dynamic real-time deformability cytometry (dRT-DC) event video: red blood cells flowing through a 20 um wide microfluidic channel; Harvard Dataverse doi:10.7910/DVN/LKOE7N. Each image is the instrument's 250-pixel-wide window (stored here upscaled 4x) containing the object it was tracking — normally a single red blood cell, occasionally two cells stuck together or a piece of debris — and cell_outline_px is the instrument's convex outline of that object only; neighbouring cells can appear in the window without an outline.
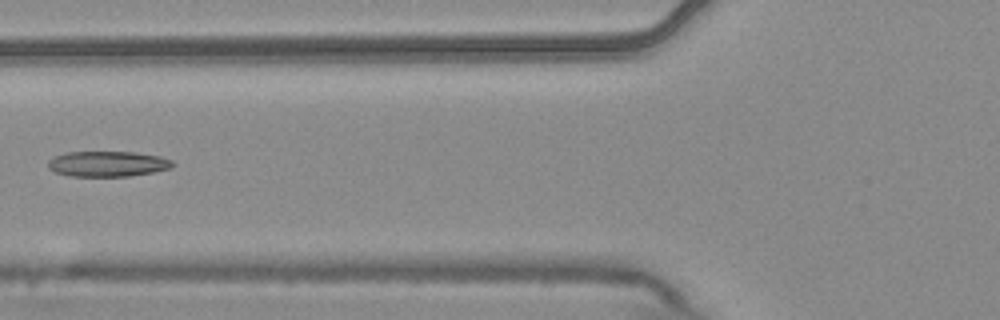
{"species": "common noctule bat (a hibernating species)", "species_latin": "Nyctalus noctula", "temperature_condition": "warm", "stored_images_in_passage": 7, "camera_frame_rate_fps": 3000, "um_per_image_px": 0.085, "animal": {"sex": "male", "body_mass_g": 20.4}, "frame": {"image": 1, "passage_image": 7, "time_ms": 2.0, "image_size_px": [1000, 320], "cell_outline_px": [[176, 164], [168, 168], [152, 172], [128, 176], [72, 176], [52, 172], [48, 168], [48, 160], [52, 156], [68, 152], [132, 152], [160, 156], [172, 160]], "centroid_in_image_um": [9.1, 13.92], "position_along_channel_um": 116.7, "area_um2": 18.5}}